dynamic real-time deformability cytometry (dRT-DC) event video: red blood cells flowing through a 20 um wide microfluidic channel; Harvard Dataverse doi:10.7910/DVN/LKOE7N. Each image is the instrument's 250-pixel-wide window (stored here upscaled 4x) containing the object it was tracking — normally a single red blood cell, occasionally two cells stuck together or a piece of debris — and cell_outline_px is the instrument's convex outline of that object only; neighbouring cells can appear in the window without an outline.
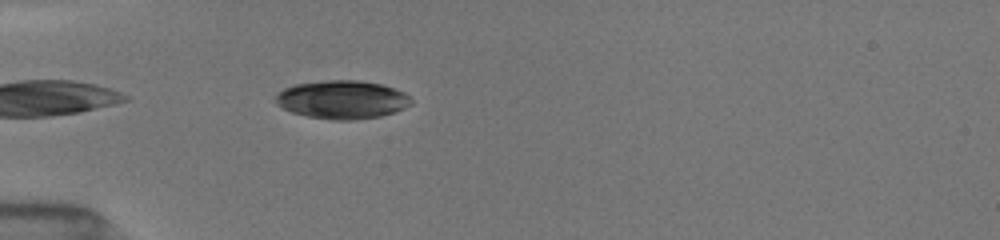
{"species": "common noctule bat (a hibernating species)", "species_latin": "Nyctalus noctula", "temperature_condition": "room temperature", "stored_images_in_passage": 3, "camera_frame_rate_fps": 3000, "um_per_image_px": 0.085, "animal": {"sex": "female", "body_mass_g": 19.5, "forearm_length_mm": 54.1}, "frame": {"image": 1, "passage_image": 1, "time_ms": 0.0, "image_size_px": [1000, 240], "cell_outline_px": [[412, 104], [404, 108], [380, 116], [352, 120], [336, 120], [308, 116], [292, 112], [276, 104], [272, 100], [276, 92], [284, 88], [296, 84], [324, 80], [360, 80], [380, 84], [404, 92], [412, 100]], "centroid_in_image_um": [29.03, 8.46], "position_along_channel_um": 56.0, "area_um2": 30.29}}
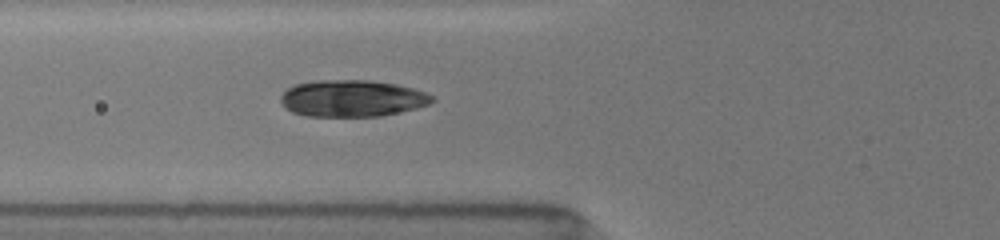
{"frame": {"image": 2, "passage_image": 3, "time_ms": 1.333, "image_size_px": [1000, 240], "cell_outline_px": [[436, 100], [428, 104], [416, 108], [380, 116], [308, 116], [292, 112], [284, 108], [280, 100], [280, 96], [292, 84], [312, 80], [368, 80], [396, 84], [412, 88], [424, 92], [432, 96]], "centroid_in_image_um": [29.88, 8.35], "position_along_channel_um": 95.9, "area_um2": 32.48}}